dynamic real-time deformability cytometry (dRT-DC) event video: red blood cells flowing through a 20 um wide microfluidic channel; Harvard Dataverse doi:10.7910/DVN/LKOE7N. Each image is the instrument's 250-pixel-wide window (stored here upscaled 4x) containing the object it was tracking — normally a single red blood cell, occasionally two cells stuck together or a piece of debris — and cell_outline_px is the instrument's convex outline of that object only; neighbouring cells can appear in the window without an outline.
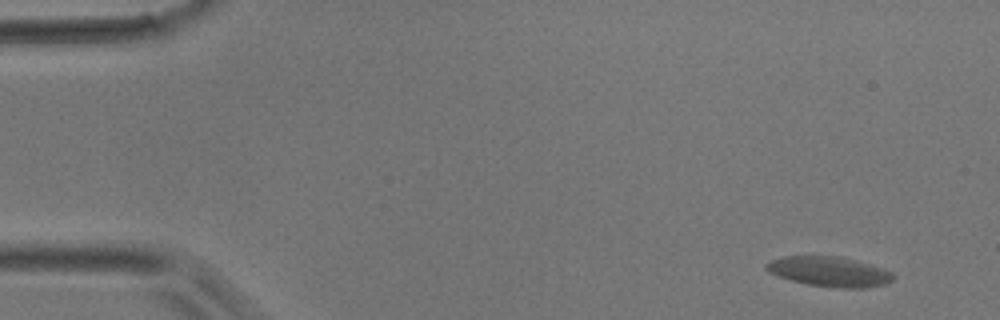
{"species": "common noctule bat (a hibernating species)", "species_latin": "Nyctalus noctula", "temperature_condition": "room temperature", "stored_images_in_passage": 6, "camera_frame_rate_fps": 3000, "um_per_image_px": 0.085, "animal": {"sex": "male", "body_mass_g": 17.9}, "frame": {"image": 1, "passage_image": 1, "time_ms": 0.0, "image_size_px": [1000, 320], "cell_outline_px": [[896, 276], [892, 280], [884, 284], [868, 288], [836, 288], [808, 284], [792, 280], [768, 272], [764, 268], [764, 264], [772, 260], [784, 256], [840, 256], [872, 264], [884, 268], [892, 272]], "centroid_in_image_um": [70.54, 23.08], "position_along_channel_um": 14.5, "area_um2": 22.31}}
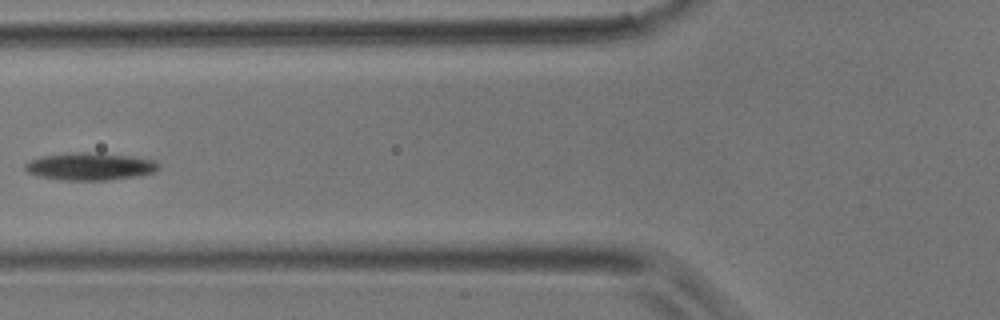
{"frame": {"image": 2, "passage_image": 5, "time_ms": 1.333, "image_size_px": [1000, 320], "cell_outline_px": [[160, 168], [156, 172], [136, 176], [104, 180], [60, 180], [36, 176], [28, 172], [24, 168], [24, 164], [28, 160], [40, 156], [68, 152], [88, 152], [132, 156], [156, 160], [160, 164]], "centroid_in_image_um": [7.63, 14.14], "position_along_channel_um": 118.2, "area_um2": 21.73}}
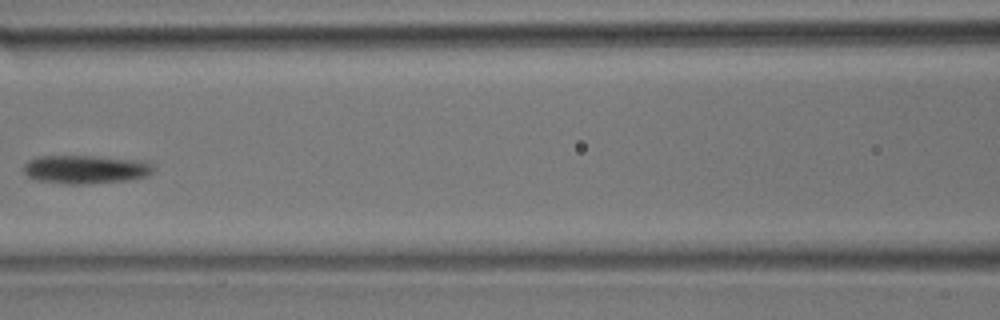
{"frame": {"image": 3, "passage_image": 6, "time_ms": 1.667, "image_size_px": [1000, 320], "cell_outline_px": [[156, 168], [148, 176], [128, 180], [92, 184], [64, 184], [36, 180], [28, 176], [24, 172], [24, 164], [28, 160], [40, 156], [92, 156], [148, 160]], "centroid_in_image_um": [7.33, 14.4], "position_along_channel_um": 159.3, "area_um2": 21.96}}